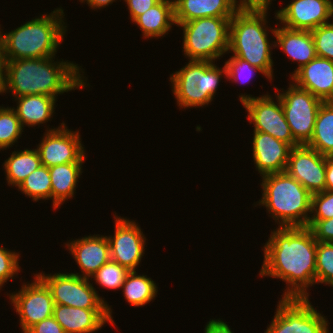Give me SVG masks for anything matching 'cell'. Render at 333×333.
<instances>
[{"instance_id":"ffe728a7","label":"cell","mask_w":333,"mask_h":333,"mask_svg":"<svg viewBox=\"0 0 333 333\" xmlns=\"http://www.w3.org/2000/svg\"><path fill=\"white\" fill-rule=\"evenodd\" d=\"M53 317L65 333H93L106 322L110 323L108 309H84L54 304Z\"/></svg>"},{"instance_id":"e0dca14e","label":"cell","mask_w":333,"mask_h":333,"mask_svg":"<svg viewBox=\"0 0 333 333\" xmlns=\"http://www.w3.org/2000/svg\"><path fill=\"white\" fill-rule=\"evenodd\" d=\"M253 132L252 157L260 176L284 172L292 147L270 134Z\"/></svg>"},{"instance_id":"8fae6325","label":"cell","mask_w":333,"mask_h":333,"mask_svg":"<svg viewBox=\"0 0 333 333\" xmlns=\"http://www.w3.org/2000/svg\"><path fill=\"white\" fill-rule=\"evenodd\" d=\"M275 96L278 103L268 94L260 97L241 94L239 101L248 112L247 119L250 124L253 123L254 131L270 134L277 140L296 147L300 144L291 133L279 96Z\"/></svg>"},{"instance_id":"7c38bea8","label":"cell","mask_w":333,"mask_h":333,"mask_svg":"<svg viewBox=\"0 0 333 333\" xmlns=\"http://www.w3.org/2000/svg\"><path fill=\"white\" fill-rule=\"evenodd\" d=\"M10 302L20 317L22 333L32 326L53 316L54 301L49 288L35 274L32 283L21 286L17 293L9 294Z\"/></svg>"},{"instance_id":"d6986e66","label":"cell","mask_w":333,"mask_h":333,"mask_svg":"<svg viewBox=\"0 0 333 333\" xmlns=\"http://www.w3.org/2000/svg\"><path fill=\"white\" fill-rule=\"evenodd\" d=\"M291 80L323 102L333 101V61L316 57L299 69Z\"/></svg>"},{"instance_id":"ab89813d","label":"cell","mask_w":333,"mask_h":333,"mask_svg":"<svg viewBox=\"0 0 333 333\" xmlns=\"http://www.w3.org/2000/svg\"><path fill=\"white\" fill-rule=\"evenodd\" d=\"M204 329L205 333H234L230 329V326L227 325L223 320H220V318L218 320L210 319Z\"/></svg>"},{"instance_id":"277c9868","label":"cell","mask_w":333,"mask_h":333,"mask_svg":"<svg viewBox=\"0 0 333 333\" xmlns=\"http://www.w3.org/2000/svg\"><path fill=\"white\" fill-rule=\"evenodd\" d=\"M267 15L268 8H240L231 18L228 53L258 67L272 81L275 41L268 39Z\"/></svg>"},{"instance_id":"6da1fadb","label":"cell","mask_w":333,"mask_h":333,"mask_svg":"<svg viewBox=\"0 0 333 333\" xmlns=\"http://www.w3.org/2000/svg\"><path fill=\"white\" fill-rule=\"evenodd\" d=\"M259 272L286 282L282 298L307 299L316 283L317 241L308 227H278L265 243Z\"/></svg>"},{"instance_id":"4fadbf2b","label":"cell","mask_w":333,"mask_h":333,"mask_svg":"<svg viewBox=\"0 0 333 333\" xmlns=\"http://www.w3.org/2000/svg\"><path fill=\"white\" fill-rule=\"evenodd\" d=\"M64 122L57 128L47 129L37 151L43 166L48 168L71 162H84L86 151L79 131L67 129Z\"/></svg>"},{"instance_id":"7a4b0ae2","label":"cell","mask_w":333,"mask_h":333,"mask_svg":"<svg viewBox=\"0 0 333 333\" xmlns=\"http://www.w3.org/2000/svg\"><path fill=\"white\" fill-rule=\"evenodd\" d=\"M53 59L55 56L5 60L3 93L11 92L15 98L36 94L57 98L59 94L88 86L78 64Z\"/></svg>"},{"instance_id":"484cf974","label":"cell","mask_w":333,"mask_h":333,"mask_svg":"<svg viewBox=\"0 0 333 333\" xmlns=\"http://www.w3.org/2000/svg\"><path fill=\"white\" fill-rule=\"evenodd\" d=\"M306 145L323 156H333V101L321 104L317 112L313 136Z\"/></svg>"},{"instance_id":"60d3db41","label":"cell","mask_w":333,"mask_h":333,"mask_svg":"<svg viewBox=\"0 0 333 333\" xmlns=\"http://www.w3.org/2000/svg\"><path fill=\"white\" fill-rule=\"evenodd\" d=\"M240 8H270L272 0H235Z\"/></svg>"},{"instance_id":"b9f144b4","label":"cell","mask_w":333,"mask_h":333,"mask_svg":"<svg viewBox=\"0 0 333 333\" xmlns=\"http://www.w3.org/2000/svg\"><path fill=\"white\" fill-rule=\"evenodd\" d=\"M325 190L333 191V156H326Z\"/></svg>"},{"instance_id":"ee69618b","label":"cell","mask_w":333,"mask_h":333,"mask_svg":"<svg viewBox=\"0 0 333 333\" xmlns=\"http://www.w3.org/2000/svg\"><path fill=\"white\" fill-rule=\"evenodd\" d=\"M80 2L84 3L86 2L91 9H100L111 5L115 0H80Z\"/></svg>"},{"instance_id":"f1b7e54d","label":"cell","mask_w":333,"mask_h":333,"mask_svg":"<svg viewBox=\"0 0 333 333\" xmlns=\"http://www.w3.org/2000/svg\"><path fill=\"white\" fill-rule=\"evenodd\" d=\"M23 194L33 201L52 200V188L49 168L41 165L28 175L17 187Z\"/></svg>"},{"instance_id":"30bf717a","label":"cell","mask_w":333,"mask_h":333,"mask_svg":"<svg viewBox=\"0 0 333 333\" xmlns=\"http://www.w3.org/2000/svg\"><path fill=\"white\" fill-rule=\"evenodd\" d=\"M275 95L280 98L294 139L300 145L307 144L313 136L317 112L323 101L294 82L286 91L276 92Z\"/></svg>"},{"instance_id":"9c48e42d","label":"cell","mask_w":333,"mask_h":333,"mask_svg":"<svg viewBox=\"0 0 333 333\" xmlns=\"http://www.w3.org/2000/svg\"><path fill=\"white\" fill-rule=\"evenodd\" d=\"M265 333H329L328 320L309 298H281Z\"/></svg>"},{"instance_id":"d6a6232c","label":"cell","mask_w":333,"mask_h":333,"mask_svg":"<svg viewBox=\"0 0 333 333\" xmlns=\"http://www.w3.org/2000/svg\"><path fill=\"white\" fill-rule=\"evenodd\" d=\"M226 68V79L231 80L232 82L236 81H242L243 83L248 84V82L251 80L252 76L254 75V71H258L259 73H262L265 77H267L261 69L258 67L252 66L249 62H246L245 60L231 56L227 61H225L224 64ZM242 77V78H241ZM241 78V79H240ZM240 79V80H239ZM241 82V83H242Z\"/></svg>"},{"instance_id":"f546056e","label":"cell","mask_w":333,"mask_h":333,"mask_svg":"<svg viewBox=\"0 0 333 333\" xmlns=\"http://www.w3.org/2000/svg\"><path fill=\"white\" fill-rule=\"evenodd\" d=\"M23 127L13 108L0 106V151L12 147L21 137Z\"/></svg>"},{"instance_id":"cb8c5ba5","label":"cell","mask_w":333,"mask_h":333,"mask_svg":"<svg viewBox=\"0 0 333 333\" xmlns=\"http://www.w3.org/2000/svg\"><path fill=\"white\" fill-rule=\"evenodd\" d=\"M133 22L142 30L144 38L162 37L171 30L174 19V1L160 0Z\"/></svg>"},{"instance_id":"8992f818","label":"cell","mask_w":333,"mask_h":333,"mask_svg":"<svg viewBox=\"0 0 333 333\" xmlns=\"http://www.w3.org/2000/svg\"><path fill=\"white\" fill-rule=\"evenodd\" d=\"M224 73V74H223ZM225 66L220 69L214 62L189 60L170 76L172 92L180 108H199L212 102Z\"/></svg>"},{"instance_id":"83f0119b","label":"cell","mask_w":333,"mask_h":333,"mask_svg":"<svg viewBox=\"0 0 333 333\" xmlns=\"http://www.w3.org/2000/svg\"><path fill=\"white\" fill-rule=\"evenodd\" d=\"M122 289L127 302L135 307L150 303L158 292L156 283L147 275H137L136 270L129 272Z\"/></svg>"},{"instance_id":"836d02e7","label":"cell","mask_w":333,"mask_h":333,"mask_svg":"<svg viewBox=\"0 0 333 333\" xmlns=\"http://www.w3.org/2000/svg\"><path fill=\"white\" fill-rule=\"evenodd\" d=\"M317 57L333 61V23L318 26L311 31Z\"/></svg>"},{"instance_id":"2e32d148","label":"cell","mask_w":333,"mask_h":333,"mask_svg":"<svg viewBox=\"0 0 333 333\" xmlns=\"http://www.w3.org/2000/svg\"><path fill=\"white\" fill-rule=\"evenodd\" d=\"M276 11L275 17L284 27L312 31L329 23L333 17L332 0H292Z\"/></svg>"},{"instance_id":"3957f363","label":"cell","mask_w":333,"mask_h":333,"mask_svg":"<svg viewBox=\"0 0 333 333\" xmlns=\"http://www.w3.org/2000/svg\"><path fill=\"white\" fill-rule=\"evenodd\" d=\"M62 8L41 15L12 30L2 33L0 42L5 60L54 57L67 29ZM1 26V25H0Z\"/></svg>"},{"instance_id":"d4e9b609","label":"cell","mask_w":333,"mask_h":333,"mask_svg":"<svg viewBox=\"0 0 333 333\" xmlns=\"http://www.w3.org/2000/svg\"><path fill=\"white\" fill-rule=\"evenodd\" d=\"M82 164L83 162H71L49 168L54 209L74 196L78 178L82 174Z\"/></svg>"},{"instance_id":"44dd1931","label":"cell","mask_w":333,"mask_h":333,"mask_svg":"<svg viewBox=\"0 0 333 333\" xmlns=\"http://www.w3.org/2000/svg\"><path fill=\"white\" fill-rule=\"evenodd\" d=\"M272 35L276 38L275 47H280L292 61H297L290 78L304 65L317 57L315 43L311 31L293 30L282 26L281 28H270Z\"/></svg>"},{"instance_id":"7bdbcfd3","label":"cell","mask_w":333,"mask_h":333,"mask_svg":"<svg viewBox=\"0 0 333 333\" xmlns=\"http://www.w3.org/2000/svg\"><path fill=\"white\" fill-rule=\"evenodd\" d=\"M5 58L0 42V94H3L4 84H5Z\"/></svg>"},{"instance_id":"74e56055","label":"cell","mask_w":333,"mask_h":333,"mask_svg":"<svg viewBox=\"0 0 333 333\" xmlns=\"http://www.w3.org/2000/svg\"><path fill=\"white\" fill-rule=\"evenodd\" d=\"M127 4L130 20L133 22L138 16L145 13L149 8L153 7L160 0H124Z\"/></svg>"},{"instance_id":"603a6c76","label":"cell","mask_w":333,"mask_h":333,"mask_svg":"<svg viewBox=\"0 0 333 333\" xmlns=\"http://www.w3.org/2000/svg\"><path fill=\"white\" fill-rule=\"evenodd\" d=\"M15 100L18 106L14 110L24 128V126H39L51 120L57 98L36 94L17 97Z\"/></svg>"},{"instance_id":"ba28073f","label":"cell","mask_w":333,"mask_h":333,"mask_svg":"<svg viewBox=\"0 0 333 333\" xmlns=\"http://www.w3.org/2000/svg\"><path fill=\"white\" fill-rule=\"evenodd\" d=\"M36 275L49 288L54 304L84 309H108L110 324L115 325L111 306L98 295L89 278L59 272L52 275L41 272Z\"/></svg>"},{"instance_id":"8d00e7d4","label":"cell","mask_w":333,"mask_h":333,"mask_svg":"<svg viewBox=\"0 0 333 333\" xmlns=\"http://www.w3.org/2000/svg\"><path fill=\"white\" fill-rule=\"evenodd\" d=\"M307 227L312 231L317 242H333V218L309 220Z\"/></svg>"},{"instance_id":"e575fe53","label":"cell","mask_w":333,"mask_h":333,"mask_svg":"<svg viewBox=\"0 0 333 333\" xmlns=\"http://www.w3.org/2000/svg\"><path fill=\"white\" fill-rule=\"evenodd\" d=\"M333 218V191H323L311 196V217L309 220Z\"/></svg>"},{"instance_id":"5bb4252c","label":"cell","mask_w":333,"mask_h":333,"mask_svg":"<svg viewBox=\"0 0 333 333\" xmlns=\"http://www.w3.org/2000/svg\"><path fill=\"white\" fill-rule=\"evenodd\" d=\"M114 236H106L109 242L110 260L130 271L136 270L145 252V235L135 221L115 214Z\"/></svg>"},{"instance_id":"f35d334b","label":"cell","mask_w":333,"mask_h":333,"mask_svg":"<svg viewBox=\"0 0 333 333\" xmlns=\"http://www.w3.org/2000/svg\"><path fill=\"white\" fill-rule=\"evenodd\" d=\"M26 333H65L53 316L32 326Z\"/></svg>"},{"instance_id":"1f68e13d","label":"cell","mask_w":333,"mask_h":333,"mask_svg":"<svg viewBox=\"0 0 333 333\" xmlns=\"http://www.w3.org/2000/svg\"><path fill=\"white\" fill-rule=\"evenodd\" d=\"M316 283L333 287V242H317Z\"/></svg>"},{"instance_id":"9a60e30c","label":"cell","mask_w":333,"mask_h":333,"mask_svg":"<svg viewBox=\"0 0 333 333\" xmlns=\"http://www.w3.org/2000/svg\"><path fill=\"white\" fill-rule=\"evenodd\" d=\"M326 156L306 144L292 147L286 172L311 194L325 191Z\"/></svg>"},{"instance_id":"4dcf8cb0","label":"cell","mask_w":333,"mask_h":333,"mask_svg":"<svg viewBox=\"0 0 333 333\" xmlns=\"http://www.w3.org/2000/svg\"><path fill=\"white\" fill-rule=\"evenodd\" d=\"M130 270L117 262L109 260L102 265L91 277L103 288L119 289L122 288Z\"/></svg>"},{"instance_id":"d590c367","label":"cell","mask_w":333,"mask_h":333,"mask_svg":"<svg viewBox=\"0 0 333 333\" xmlns=\"http://www.w3.org/2000/svg\"><path fill=\"white\" fill-rule=\"evenodd\" d=\"M0 246V290L3 285L20 272L19 253Z\"/></svg>"},{"instance_id":"52a82bcc","label":"cell","mask_w":333,"mask_h":333,"mask_svg":"<svg viewBox=\"0 0 333 333\" xmlns=\"http://www.w3.org/2000/svg\"><path fill=\"white\" fill-rule=\"evenodd\" d=\"M232 17H206L184 22L183 52L189 60L215 62L229 50Z\"/></svg>"},{"instance_id":"ac0fdd59","label":"cell","mask_w":333,"mask_h":333,"mask_svg":"<svg viewBox=\"0 0 333 333\" xmlns=\"http://www.w3.org/2000/svg\"><path fill=\"white\" fill-rule=\"evenodd\" d=\"M69 253L81 269L80 277L89 278L110 260L109 242L106 236L89 235L65 243Z\"/></svg>"},{"instance_id":"7402d4cb","label":"cell","mask_w":333,"mask_h":333,"mask_svg":"<svg viewBox=\"0 0 333 333\" xmlns=\"http://www.w3.org/2000/svg\"><path fill=\"white\" fill-rule=\"evenodd\" d=\"M175 25L206 17H233L235 0H173Z\"/></svg>"},{"instance_id":"4316f807","label":"cell","mask_w":333,"mask_h":333,"mask_svg":"<svg viewBox=\"0 0 333 333\" xmlns=\"http://www.w3.org/2000/svg\"><path fill=\"white\" fill-rule=\"evenodd\" d=\"M3 164L7 183L13 187H18L28 175L42 165L37 149L13 151Z\"/></svg>"},{"instance_id":"5b68a950","label":"cell","mask_w":333,"mask_h":333,"mask_svg":"<svg viewBox=\"0 0 333 333\" xmlns=\"http://www.w3.org/2000/svg\"><path fill=\"white\" fill-rule=\"evenodd\" d=\"M262 179V198L278 227H307L311 214L312 194L286 171L268 174Z\"/></svg>"}]
</instances>
